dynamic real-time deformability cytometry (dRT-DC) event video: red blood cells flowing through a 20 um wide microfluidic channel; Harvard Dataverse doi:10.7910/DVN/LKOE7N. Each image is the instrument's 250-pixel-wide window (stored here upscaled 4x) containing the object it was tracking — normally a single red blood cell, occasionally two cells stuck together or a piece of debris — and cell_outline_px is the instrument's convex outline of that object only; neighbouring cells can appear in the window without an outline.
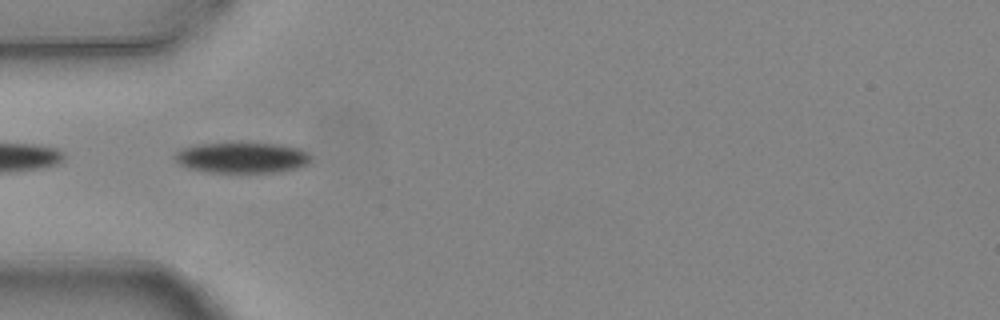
{"species": "common noctule bat (a hibernating species)", "species_latin": "Nyctalus noctula", "temperature_condition": "warm", "stored_images_in_passage": 6, "camera_frame_rate_fps": 3000, "um_per_image_px": 0.085, "animal": {"sex": "female", "body_mass_g": 24.6, "forearm_length_mm": 56.2}, "frame": {"image": 1, "passage_image": 4, "time_ms": 1.0, "image_size_px": [1000, 320], "cell_outline_px": [[312, 160], [308, 164], [300, 168], [272, 172], [208, 172], [188, 168], [180, 164], [172, 156], [180, 148], [196, 144], [280, 144], [300, 148], [308, 152], [312, 156]], "centroid_in_image_um": [20.59, 13.41], "position_along_channel_um": 64.4, "area_um2": 24.33}}
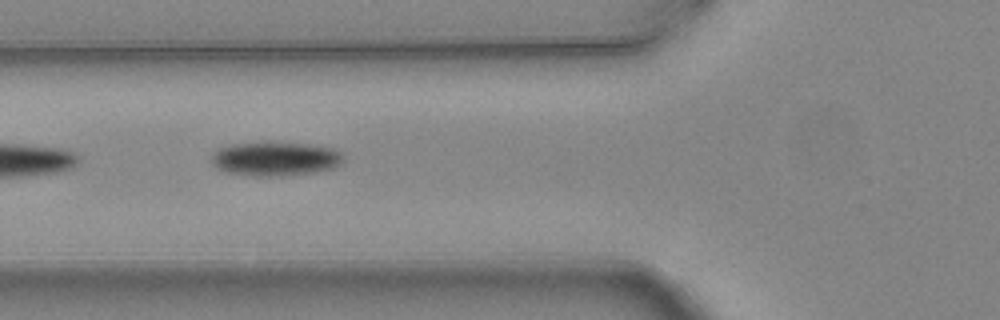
{"frame": {"image": 2, "passage_image": 5, "time_ms": 1.333, "image_size_px": [1000, 320], "cell_outline_px": [[344, 160], [336, 168], [312, 172], [284, 176], [252, 176], [224, 172], [216, 168], [212, 164], [212, 152], [216, 148], [228, 144], [268, 140], [276, 140], [308, 144], [332, 148], [340, 152], [344, 156]], "centroid_in_image_um": [23.35, 13.46], "position_along_channel_um": 102.5, "area_um2": 27.28}}
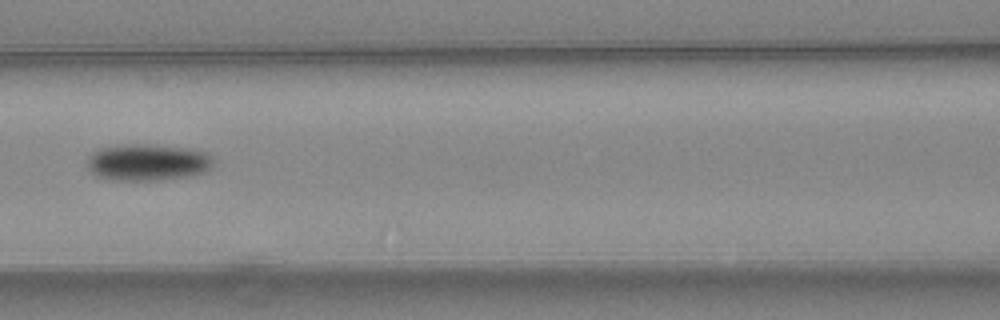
{"frame": {"image": 3, "passage_image": 6, "time_ms": 1.667, "image_size_px": [1000, 320], "cell_outline_px": [[212, 164], [204, 172], [188, 176], [160, 180], [112, 180], [96, 176], [88, 168], [88, 156], [92, 152], [100, 148], [124, 144], [152, 144], [188, 148], [208, 152], [212, 156]], "centroid_in_image_um": [12.53, 13.78], "position_along_channel_um": 154.1, "area_um2": 27.11}}